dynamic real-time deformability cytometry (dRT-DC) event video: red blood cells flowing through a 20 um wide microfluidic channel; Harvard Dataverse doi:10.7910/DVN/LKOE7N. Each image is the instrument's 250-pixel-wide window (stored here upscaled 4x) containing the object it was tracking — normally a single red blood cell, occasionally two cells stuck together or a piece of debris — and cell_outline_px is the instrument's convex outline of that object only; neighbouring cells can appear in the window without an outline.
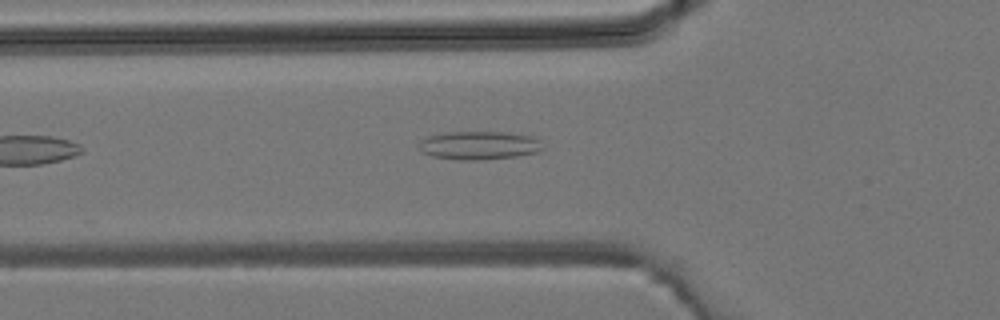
{"species": "common noctule bat (a hibernating species)", "species_latin": "Nyctalus noctula", "temperature_condition": "room temperature", "stored_images_in_passage": 5, "camera_frame_rate_fps": 3000, "um_per_image_px": 0.085, "animal": {"sex": "male", "body_mass_g": 19.2, "forearm_length_mm": 51.8}, "frame": {"image": 1, "passage_image": 2, "time_ms": 0.333, "image_size_px": [1000, 320], "cell_outline_px": [[544, 148], [536, 152], [516, 156], [476, 160], [460, 160], [432, 156], [420, 152], [416, 144], [420, 140], [428, 136], [448, 132], [504, 132], [532, 136], [540, 140]], "centroid_in_image_um": [40.67, 12.35], "position_along_channel_um": 85.1, "area_um2": 20.58}}